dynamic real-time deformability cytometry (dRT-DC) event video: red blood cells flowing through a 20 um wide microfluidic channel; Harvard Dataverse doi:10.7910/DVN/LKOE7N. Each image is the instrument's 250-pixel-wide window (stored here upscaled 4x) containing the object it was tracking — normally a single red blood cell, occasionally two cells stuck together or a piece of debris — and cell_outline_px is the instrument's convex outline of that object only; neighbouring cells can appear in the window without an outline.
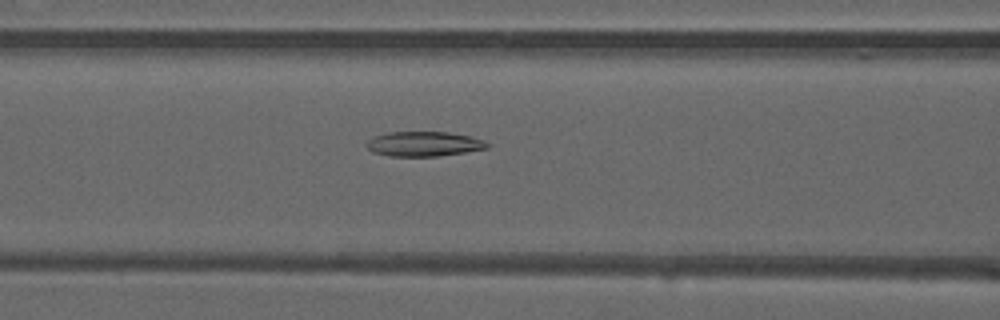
{"species": "common noctule bat (a hibernating species)", "species_latin": "Nyctalus noctula", "temperature_condition": "warm", "stored_images_in_passage": 46, "camera_frame_rate_fps": 3000, "um_per_image_px": 0.085, "animal": {"sex": "male", "forearm_length_mm": 52.5}, "frame": {"image": 1, "passage_image": 17, "time_ms": 5.333, "image_size_px": [1000, 320], "cell_outline_px": [[492, 144], [488, 148], [464, 152], [436, 156], [388, 156], [372, 152], [364, 144], [372, 136], [388, 132], [448, 132], [472, 136], [484, 140]], "centroid_in_image_um": [36.02, 12.22], "position_along_channel_um": 130.6, "area_um2": 17.63}}
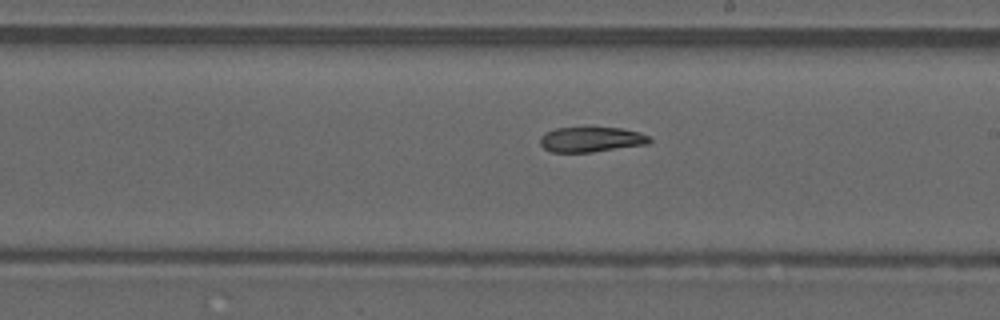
{"frame": {"image": 2, "passage_image": 25, "time_ms": 8.0, "image_size_px": [1000, 320], "cell_outline_px": [[652, 140], [648, 144], [592, 152], [552, 152], [544, 148], [540, 144], [540, 136], [544, 132], [556, 128], [620, 128], [640, 132], [648, 136]], "centroid_in_image_um": [50.23, 11.86], "position_along_channel_um": 238.8, "area_um2": 15.95}}
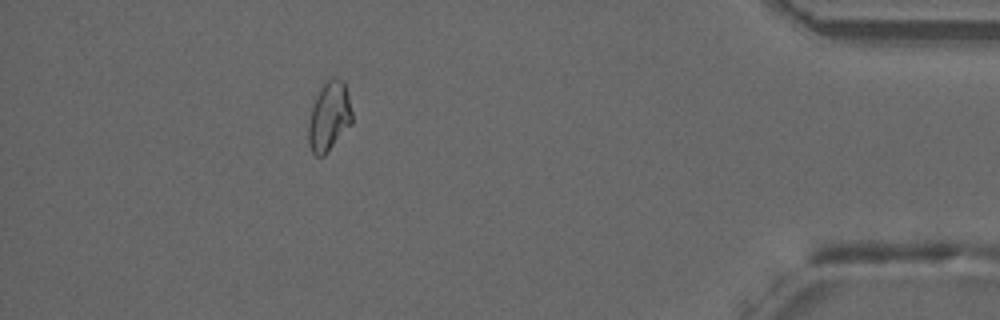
{"frame": {"image": 3, "passage_image": 41, "time_ms": 13.333, "image_size_px": [1000, 320], "cell_outline_px": [[352, 124], [324, 156], [316, 156], [312, 152], [308, 140], [308, 124], [312, 108], [316, 96], [320, 88], [328, 76], [336, 76], [344, 84], [348, 96], [352, 112]], "centroid_in_image_um": [27.97, 9.89], "position_along_channel_um": 407.2, "area_um2": 17.69}}